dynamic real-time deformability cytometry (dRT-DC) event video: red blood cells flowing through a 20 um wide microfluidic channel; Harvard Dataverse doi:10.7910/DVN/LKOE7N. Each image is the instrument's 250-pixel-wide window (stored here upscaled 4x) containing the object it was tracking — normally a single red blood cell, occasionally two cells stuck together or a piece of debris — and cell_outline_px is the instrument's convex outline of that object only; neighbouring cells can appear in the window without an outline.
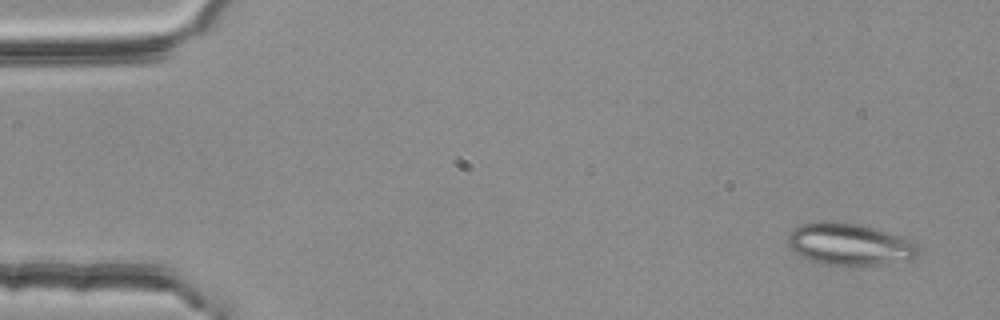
{"species": "common noctule bat (a hibernating species)", "species_latin": "Nyctalus noctula", "temperature_condition": "room temperature", "stored_images_in_passage": 4, "camera_frame_rate_fps": 3000, "um_per_image_px": 0.085, "animal": {"sex": "female", "body_mass_g": 25.1}, "frame": {"image": 1, "passage_image": 1, "time_ms": 0.0, "image_size_px": [1000, 320], "cell_outline_px": [[920, 248], [916, 256], [912, 260], [872, 264], [820, 264], [808, 260], [800, 256], [788, 244], [788, 236], [800, 224], [820, 220], [832, 220], [860, 224], [876, 228], [904, 236], [912, 240]], "centroid_in_image_um": [72.23, 20.73], "position_along_channel_um": 12.8, "area_um2": 32.02}}
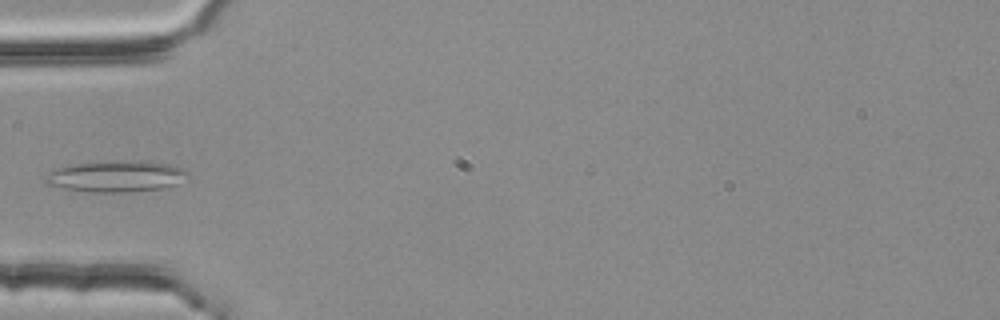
{"frame": {"image": 2, "passage_image": 4, "time_ms": 1.0, "image_size_px": [1000, 320], "cell_outline_px": [[188, 176], [176, 184], [168, 188], [132, 192], [88, 192], [64, 188], [44, 184], [44, 176], [48, 172], [56, 168], [72, 164], [168, 164], [184, 168], [188, 172]], "centroid_in_image_um": [9.82, 15.07], "position_along_channel_um": 75.2, "area_um2": 24.74}}